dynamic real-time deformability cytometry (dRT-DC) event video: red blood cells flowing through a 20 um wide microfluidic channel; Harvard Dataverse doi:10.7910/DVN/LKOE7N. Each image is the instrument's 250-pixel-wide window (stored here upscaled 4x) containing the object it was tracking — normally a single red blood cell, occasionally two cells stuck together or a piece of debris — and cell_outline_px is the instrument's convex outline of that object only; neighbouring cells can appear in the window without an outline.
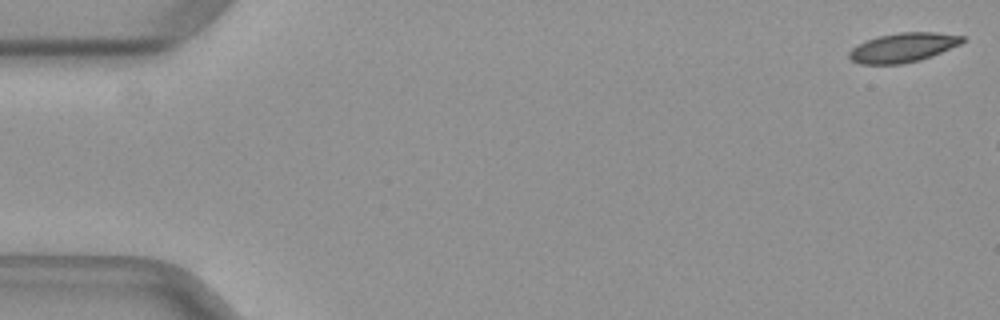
{"species": "common noctule bat (a hibernating species)", "species_latin": "Nyctalus noctula", "temperature_condition": "warm", "stored_images_in_passage": 8, "camera_frame_rate_fps": 3000, "um_per_image_px": 0.085, "animal": {"sex": "female", "body_mass_g": 29.2, "forearm_length_mm": 56.3}, "frame": {"image": 1, "passage_image": 1, "time_ms": 0.0, "image_size_px": [1000, 320], "cell_outline_px": [[964, 40], [960, 44], [932, 56], [920, 60], [900, 64], [860, 64], [852, 60], [848, 56], [848, 52], [852, 48], [868, 40], [880, 36], [900, 32], [936, 32], [964, 36]], "centroid_in_image_um": [76.77, 4.04], "position_along_channel_um": 8.2, "area_um2": 19.13}}